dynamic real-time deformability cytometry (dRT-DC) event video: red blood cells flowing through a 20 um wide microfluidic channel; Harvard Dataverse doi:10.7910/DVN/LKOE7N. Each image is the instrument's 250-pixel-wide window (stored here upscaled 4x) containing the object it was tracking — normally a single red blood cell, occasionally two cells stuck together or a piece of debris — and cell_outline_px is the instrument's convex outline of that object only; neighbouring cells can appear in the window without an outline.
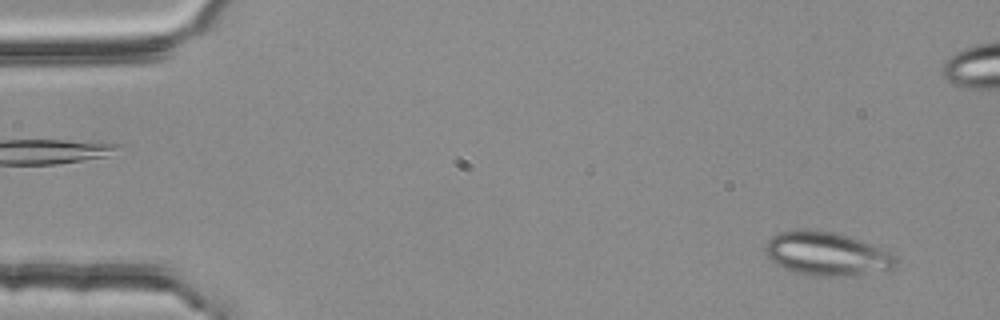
{"species": "common noctule bat (a hibernating species)", "species_latin": "Nyctalus noctula", "temperature_condition": "room temperature", "stored_images_in_passage": 2, "camera_frame_rate_fps": 3000, "um_per_image_px": 0.085, "animal": {"sex": "female", "body_mass_g": 25.1}, "frame": {"image": 1, "passage_image": 2, "time_ms": 0.333, "image_size_px": [1000, 320], "cell_outline_px": [[900, 260], [892, 268], [884, 272], [844, 276], [812, 276], [796, 272], [784, 268], [776, 264], [768, 256], [764, 248], [764, 244], [772, 236], [780, 232], [796, 228], [804, 228], [832, 232], [860, 240], [892, 252]], "centroid_in_image_um": [70.3, 21.57], "position_along_channel_um": 14.7, "area_um2": 33.52}}